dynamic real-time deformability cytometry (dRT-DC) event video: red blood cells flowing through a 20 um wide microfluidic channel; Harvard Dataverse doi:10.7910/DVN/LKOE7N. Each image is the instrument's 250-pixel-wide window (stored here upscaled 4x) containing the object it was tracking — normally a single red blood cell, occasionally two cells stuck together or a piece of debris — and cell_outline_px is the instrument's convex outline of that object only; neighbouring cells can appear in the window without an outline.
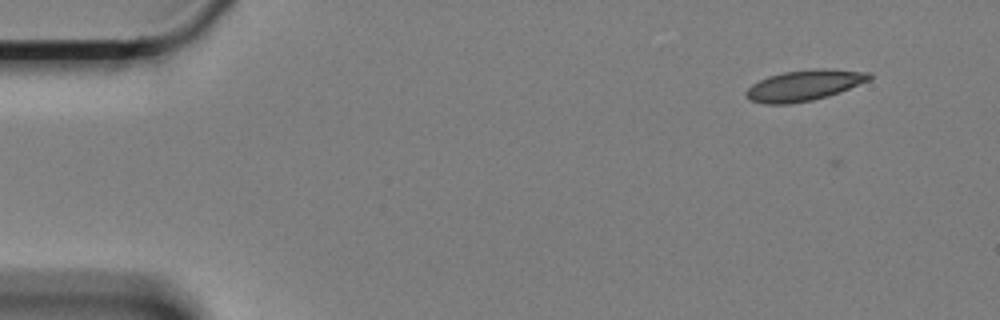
{"species": "Egyptian fruit bat (a non-hibernating species)", "species_latin": "Rousettus aegyptiacus", "temperature_condition": "cold", "stored_images_in_passage": 52, "camera_frame_rate_fps": 3000, "um_per_image_px": 0.085, "animal": {"sex": "female"}, "frame": {"image": 1, "passage_image": 2, "time_ms": 0.333, "image_size_px": [1000, 320], "cell_outline_px": [[872, 80], [840, 92], [828, 96], [812, 100], [788, 104], [764, 104], [748, 100], [744, 92], [752, 84], [768, 76], [784, 72], [816, 68], [832, 68], [868, 72], [872, 76]], "centroid_in_image_um": [68.38, 7.25], "position_along_channel_um": 16.6, "area_um2": 22.37}}
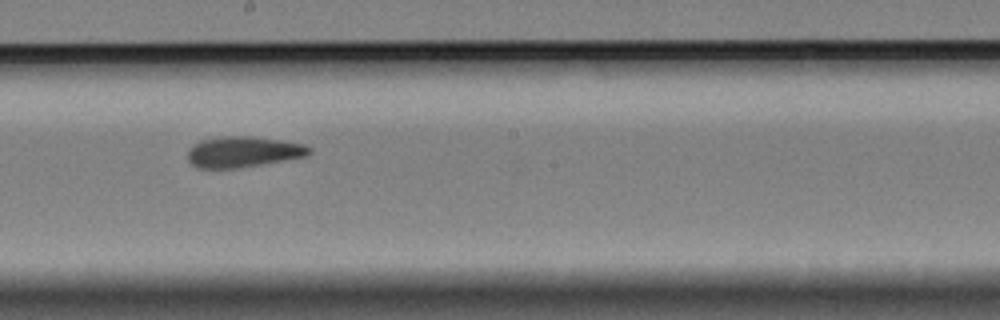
{"frame": {"image": 2, "passage_image": 30, "time_ms": 9.667, "image_size_px": [1000, 320], "cell_outline_px": [[312, 152], [308, 156], [236, 168], [196, 168], [188, 160], [188, 152], [200, 140], [220, 136], [252, 136], [280, 140], [304, 144], [312, 148]], "centroid_in_image_um": [20.7, 12.9], "position_along_channel_um": 227.5, "area_um2": 21.73}}
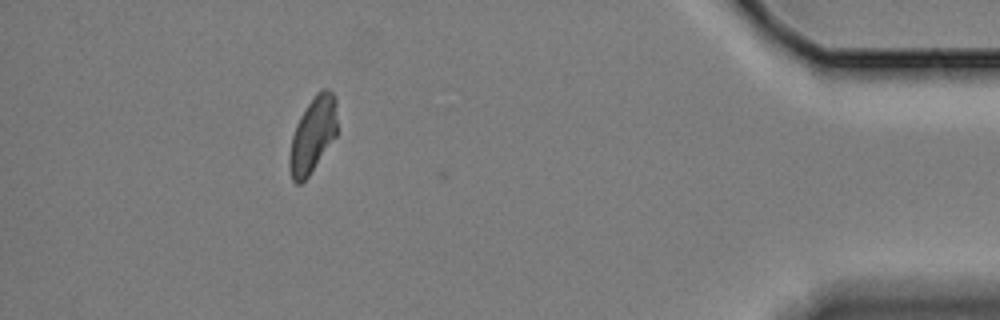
{"frame": {"image": 3, "passage_image": 51, "time_ms": 16.667, "image_size_px": [1000, 320], "cell_outline_px": [[336, 136], [308, 176], [300, 184], [296, 184], [292, 180], [288, 164], [288, 156], [292, 136], [296, 124], [300, 116], [316, 92], [320, 88], [328, 88], [332, 92], [336, 100]], "centroid_in_image_um": [26.57, 11.45], "position_along_channel_um": 408.6, "area_um2": 20.98}, "authors_computed_cell_mechanics": {"area_um2": 21.9351, "velocity_mm_per_s": 3.3136, "shape_relaxation_time_tau1_ms": null, "shape_relaxation_time_tau2_ms": 3.7845, "deformation_change_tau1": null, "deformation_change_tau2": 0.0826}}